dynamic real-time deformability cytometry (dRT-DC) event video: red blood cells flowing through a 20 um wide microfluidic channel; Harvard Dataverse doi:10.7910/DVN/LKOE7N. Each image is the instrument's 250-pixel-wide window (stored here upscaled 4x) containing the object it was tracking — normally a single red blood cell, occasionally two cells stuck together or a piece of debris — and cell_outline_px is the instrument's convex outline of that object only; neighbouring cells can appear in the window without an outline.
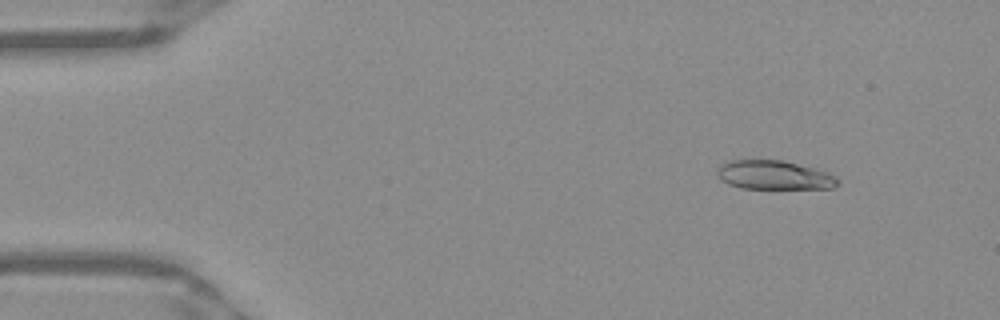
{"species": "Egyptian fruit bat (a non-hibernating species)", "species_latin": "Rousettus aegyptiacus", "temperature_condition": "warm", "stored_images_in_passage": 49, "camera_frame_rate_fps": 3000, "um_per_image_px": 0.085, "frame": {"image": 1, "passage_image": 4, "time_ms": 1.0, "image_size_px": [1000, 320], "cell_outline_px": [[840, 184], [832, 188], [740, 188], [728, 184], [720, 180], [716, 176], [716, 168], [720, 164], [728, 160], [784, 160], [816, 168], [828, 172], [836, 176], [840, 180]], "centroid_in_image_um": [65.78, 14.87], "position_along_channel_um": 19.2, "area_um2": 20.75}}
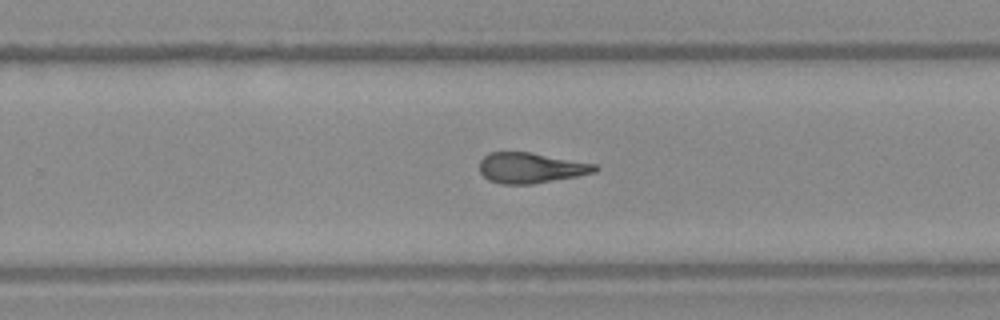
{"frame": {"image": 2, "passage_image": 31, "time_ms": 10.0, "image_size_px": [1000, 320], "cell_outline_px": [[600, 168], [596, 172], [576, 176], [532, 184], [500, 184], [488, 180], [480, 172], [480, 160], [488, 152], [528, 152], [596, 164]], "centroid_in_image_um": [45.1, 14.27], "position_along_channel_um": 284.7, "area_um2": 20.4}}
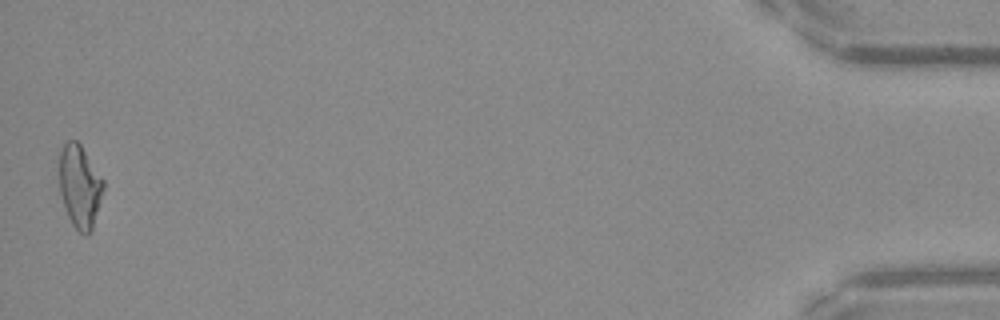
{"frame": {"image": 3, "passage_image": 49, "time_ms": 16.0, "image_size_px": [1000, 320], "cell_outline_px": [[104, 188], [92, 232], [88, 236], [84, 236], [72, 224], [68, 216], [60, 192], [60, 152], [64, 144], [68, 140], [76, 140], [80, 144], [104, 180]], "centroid_in_image_um": [6.8, 15.87], "position_along_channel_um": 428.4, "area_um2": 21.21}, "authors_computed_cell_mechanics": {"area_um2": 21.097, "velocity_mm_per_s": 3.9549, "shape_relaxation_time_tau1_ms": null, "shape_relaxation_time_tau2_ms": 3.2702, "deformation_change_tau1": null, "deformation_change_tau2": 0.1436}}